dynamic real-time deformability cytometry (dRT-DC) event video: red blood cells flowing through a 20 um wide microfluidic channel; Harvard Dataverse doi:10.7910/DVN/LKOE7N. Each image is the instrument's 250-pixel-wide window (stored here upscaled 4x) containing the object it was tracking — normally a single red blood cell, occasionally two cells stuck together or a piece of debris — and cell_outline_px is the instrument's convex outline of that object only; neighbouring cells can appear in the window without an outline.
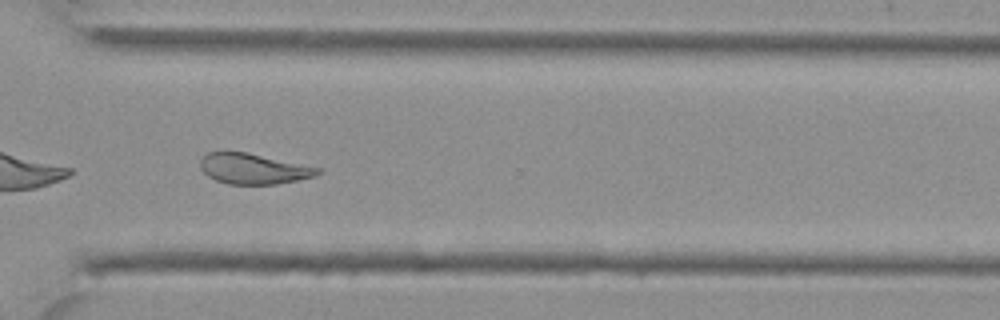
{"species": "Egyptian fruit bat (a non-hibernating species)", "species_latin": "Rousettus aegyptiacus", "temperature_condition": "cold", "stored_images_in_passage": 41, "camera_frame_rate_fps": 3000, "um_per_image_px": 0.085, "animal": {"sex": "female"}, "frame": {"image": 1, "passage_image": 30, "time_ms": 9.667, "image_size_px": [1000, 320], "cell_outline_px": [[320, 172], [316, 176], [276, 184], [228, 184], [216, 180], [208, 176], [200, 168], [200, 160], [208, 152], [224, 148], [248, 152], [320, 168]], "centroid_in_image_um": [21.46, 14.3], "position_along_channel_um": 349.1, "area_um2": 21.27}}